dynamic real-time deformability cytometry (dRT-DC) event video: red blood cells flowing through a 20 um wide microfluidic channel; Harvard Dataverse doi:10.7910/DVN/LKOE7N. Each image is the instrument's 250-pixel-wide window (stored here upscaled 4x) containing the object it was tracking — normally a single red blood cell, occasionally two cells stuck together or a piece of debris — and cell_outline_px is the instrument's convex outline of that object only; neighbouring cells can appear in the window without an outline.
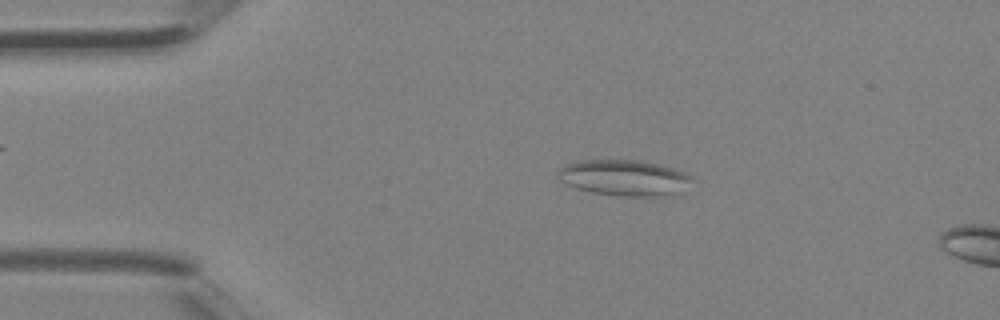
{"species": "Egyptian fruit bat (a non-hibernating species)", "species_latin": "Rousettus aegyptiacus", "temperature_condition": "room temperature", "stored_images_in_passage": 4, "camera_frame_rate_fps": 3000, "um_per_image_px": 0.085, "animal": {"sex": "female"}, "frame": {"image": 1, "passage_image": 3, "time_ms": 0.667, "image_size_px": [1000, 320], "cell_outline_px": [[692, 180], [672, 192], [652, 196], [620, 196], [592, 192], [576, 188], [560, 180], [556, 176], [556, 172], [564, 164], [576, 160], [640, 160], [660, 164], [676, 168], [692, 176]], "centroid_in_image_um": [52.94, 15.07], "position_along_channel_um": 32.1, "area_um2": 27.63}}